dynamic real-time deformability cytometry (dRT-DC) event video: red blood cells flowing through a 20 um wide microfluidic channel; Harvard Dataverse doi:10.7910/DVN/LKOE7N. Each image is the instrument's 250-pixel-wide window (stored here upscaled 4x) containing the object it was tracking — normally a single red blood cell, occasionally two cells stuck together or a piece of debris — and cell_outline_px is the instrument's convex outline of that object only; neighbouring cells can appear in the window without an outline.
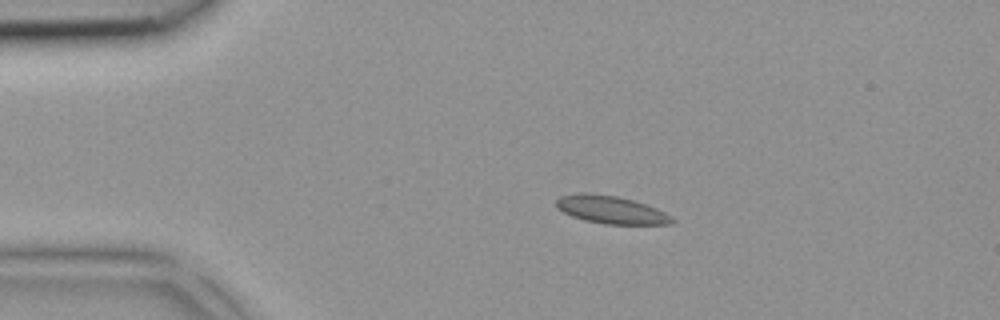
{"species": "common noctule bat (a hibernating species)", "species_latin": "Nyctalus noctula", "temperature_condition": "room temperature", "stored_images_in_passage": 35, "camera_frame_rate_fps": 3000, "um_per_image_px": 0.085, "animal": {"sex": "female", "body_mass_g": 18.4}, "frame": {"image": 1, "passage_image": 1, "time_ms": 0.0, "image_size_px": [1000, 320], "cell_outline_px": [[676, 220], [672, 224], [604, 224], [584, 220], [572, 216], [556, 208], [556, 200], [560, 196], [580, 192], [584, 192], [616, 196], [632, 200], [656, 208], [672, 216]], "centroid_in_image_um": [51.92, 17.83], "position_along_channel_um": 33.1, "area_um2": 18.73}}
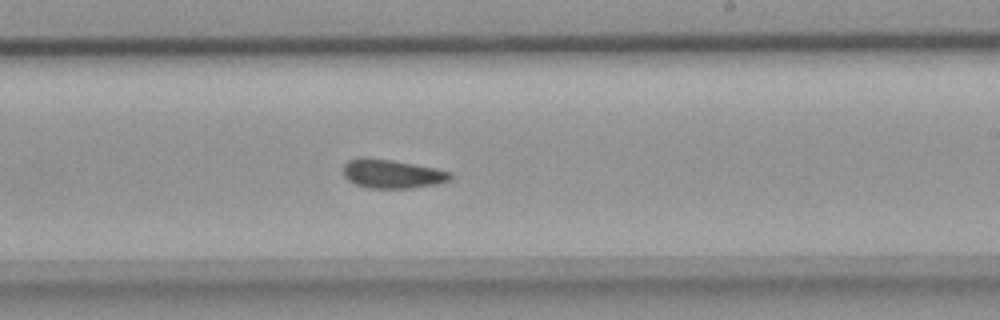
{"frame": {"image": 2, "passage_image": 18, "time_ms": 5.667, "image_size_px": [1000, 320], "cell_outline_px": [[452, 176], [448, 180], [436, 184], [412, 188], [368, 188], [356, 184], [348, 180], [344, 176], [344, 164], [348, 160], [392, 160], [436, 168], [452, 172]], "centroid_in_image_um": [33.38, 14.81], "position_along_channel_um": 255.6, "area_um2": 17.4}}
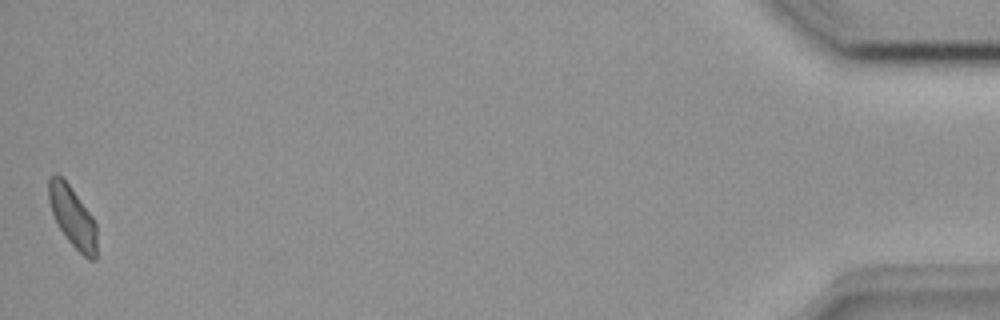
{"frame": {"image": 3, "passage_image": 35, "time_ms": 11.333, "image_size_px": [1000, 320], "cell_outline_px": [[96, 260], [88, 260], [68, 240], [60, 228], [52, 212], [48, 200], [48, 180], [56, 172], [68, 184], [92, 216], [96, 224]], "centroid_in_image_um": [6.17, 18.44], "position_along_channel_um": 429.0, "area_um2": 16.7}}